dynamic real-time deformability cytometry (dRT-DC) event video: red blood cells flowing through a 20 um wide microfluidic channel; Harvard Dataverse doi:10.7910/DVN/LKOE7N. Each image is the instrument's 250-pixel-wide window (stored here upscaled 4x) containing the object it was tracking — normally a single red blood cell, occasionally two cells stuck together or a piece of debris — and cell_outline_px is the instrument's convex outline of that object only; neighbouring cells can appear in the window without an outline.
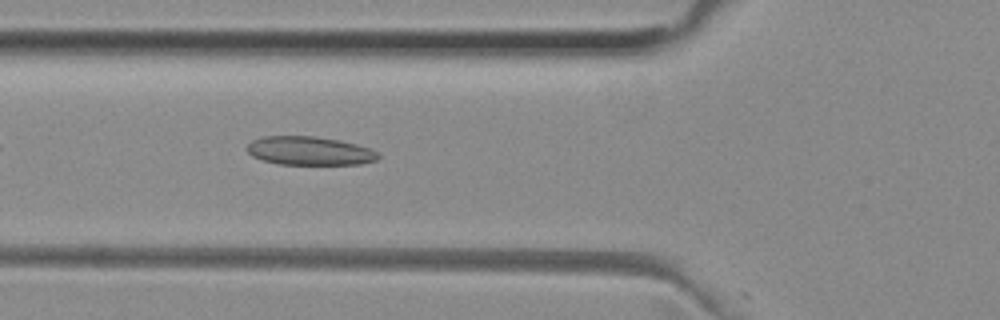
{"species": "common noctule bat (a hibernating species)", "species_latin": "Nyctalus noctula", "temperature_condition": "room temperature", "stored_images_in_passage": 39, "camera_frame_rate_fps": 3000, "um_per_image_px": 0.085, "animal": {"sex": "female", "body_mass_g": 29.2, "forearm_length_mm": 56.3}, "frame": {"image": 1, "passage_image": 6, "time_ms": 1.667, "image_size_px": [1000, 320], "cell_outline_px": [[380, 156], [376, 160], [360, 164], [280, 164], [264, 160], [252, 156], [244, 148], [252, 140], [264, 136], [316, 136], [340, 140], [356, 144], [368, 148], [376, 152]], "centroid_in_image_um": [26.28, 12.81], "position_along_channel_um": 99.5, "area_um2": 21.79}}
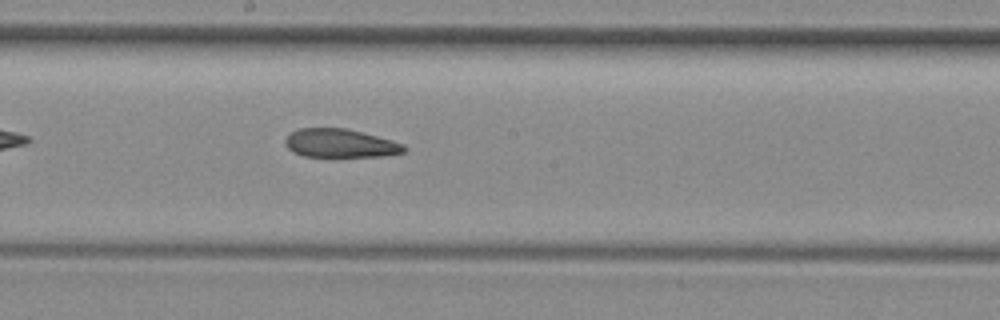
{"frame": {"image": 2, "passage_image": 15, "time_ms": 4.667, "image_size_px": [1000, 320], "cell_outline_px": [[408, 148], [404, 152], [384, 156], [304, 156], [292, 152], [284, 144], [284, 140], [292, 132], [300, 128], [344, 128], [392, 140], [404, 144]], "centroid_in_image_um": [28.92, 12.18], "position_along_channel_um": 219.3, "area_um2": 19.59}}
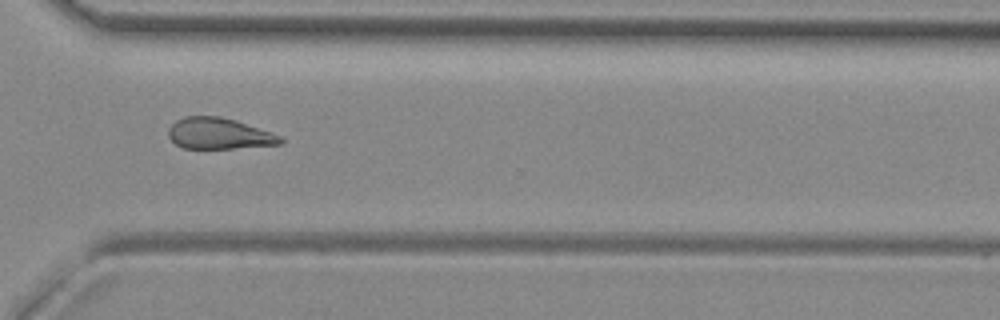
{"frame": {"image": 3, "passage_image": 25, "time_ms": 8.0, "image_size_px": [1000, 320], "cell_outline_px": [[284, 140], [280, 144], [232, 148], [184, 148], [176, 144], [168, 136], [168, 128], [176, 120], [184, 116], [220, 116], [236, 120], [272, 132], [280, 136]], "centroid_in_image_um": [18.6, 11.34], "position_along_channel_um": 352.0, "area_um2": 20.29}, "authors_computed_cell_mechanics": {"area_um2": 21.1548, "velocity_mm_per_s": 3.9845, "shape_relaxation_time_tau1_ms": null, "shape_relaxation_time_tau2_ms": 4.0179, "deformation_change_tau1": null, "deformation_change_tau2": 0.1282}}